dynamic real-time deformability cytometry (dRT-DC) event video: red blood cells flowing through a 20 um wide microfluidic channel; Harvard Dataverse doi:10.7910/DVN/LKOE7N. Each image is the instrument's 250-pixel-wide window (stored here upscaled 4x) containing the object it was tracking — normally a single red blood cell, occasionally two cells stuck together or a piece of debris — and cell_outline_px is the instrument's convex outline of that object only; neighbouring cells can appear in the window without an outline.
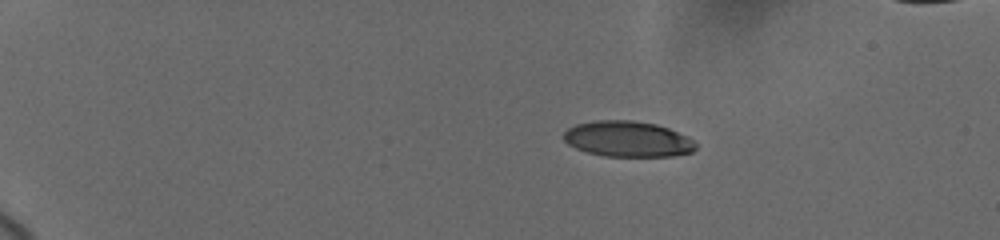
{"species": "human", "species_latin": "Homo sapiens", "temperature_condition": "cold", "stored_images_in_passage": 17, "camera_frame_rate_fps": 3000, "um_per_image_px": 0.085, "donor": {"sex": "female"}, "frame": {"image": 1, "passage_image": 10, "time_ms": 4.0, "image_size_px": [1000, 240], "cell_outline_px": [[696, 148], [692, 152], [672, 156], [604, 156], [588, 152], [576, 148], [568, 144], [564, 140], [564, 132], [568, 128], [576, 124], [596, 120], [632, 120], [656, 124], [668, 128], [688, 136], [696, 144]], "centroid_in_image_um": [53.36, 11.81], "position_along_channel_um": 31.6, "area_um2": 27.46}}
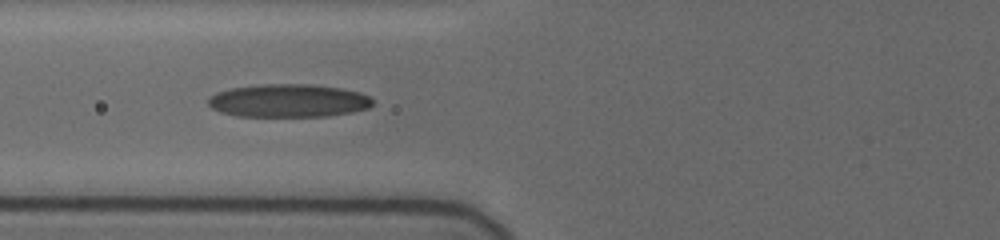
{"frame": {"image": 2, "passage_image": 16, "time_ms": 8.667, "image_size_px": [1000, 240], "cell_outline_px": [[372, 104], [368, 108], [352, 112], [328, 116], [236, 116], [220, 112], [212, 108], [208, 104], [208, 96], [216, 92], [232, 88], [264, 84], [312, 84], [340, 88], [360, 92], [368, 96], [372, 100]], "centroid_in_image_um": [24.49, 8.56], "position_along_channel_um": 101.3, "area_um2": 31.73}}
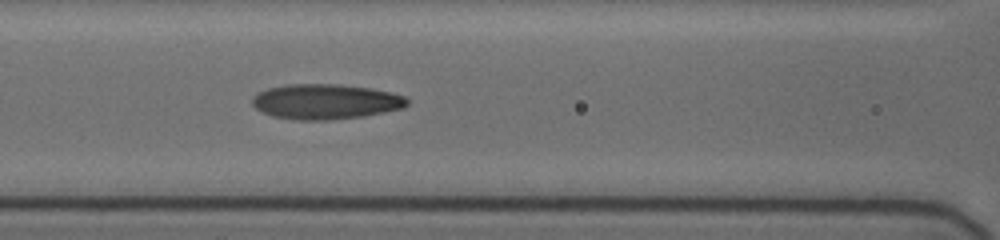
{"frame": {"image": 3, "passage_image": 17, "time_ms": 9.667, "image_size_px": [1000, 240], "cell_outline_px": [[408, 104], [404, 108], [364, 116], [324, 120], [292, 120], [272, 116], [260, 112], [252, 104], [252, 96], [256, 92], [268, 88], [288, 84], [336, 84], [368, 88], [392, 92], [404, 96], [408, 100]], "centroid_in_image_um": [27.63, 8.64], "position_along_channel_um": 139.0, "area_um2": 31.91}}